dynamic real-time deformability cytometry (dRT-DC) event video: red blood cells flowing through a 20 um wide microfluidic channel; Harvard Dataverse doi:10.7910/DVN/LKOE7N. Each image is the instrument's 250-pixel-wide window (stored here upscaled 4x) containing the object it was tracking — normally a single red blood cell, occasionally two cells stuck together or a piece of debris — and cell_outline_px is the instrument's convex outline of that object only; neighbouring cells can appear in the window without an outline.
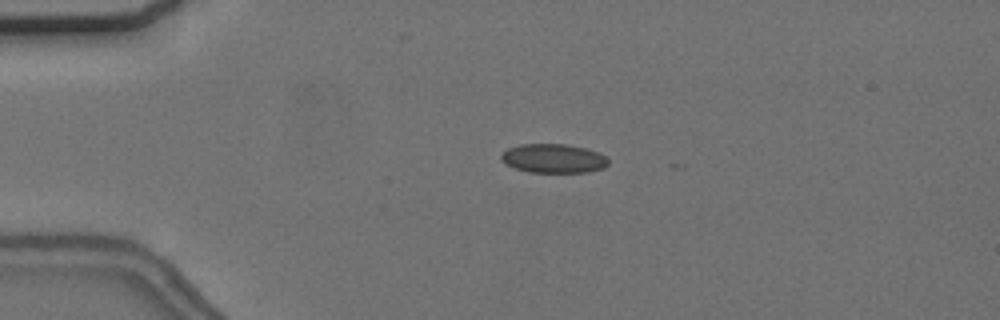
{"species": "common noctule bat (a hibernating species)", "species_latin": "Nyctalus noctula", "temperature_condition": "cold", "stored_images_in_passage": 15, "camera_frame_rate_fps": 3000, "um_per_image_px": 0.085, "animal": {"sex": "female", "body_mass_g": 24.6, "forearm_length_mm": 56.2}, "frame": {"image": 1, "passage_image": 1, "time_ms": 0.0, "image_size_px": [1000, 320], "cell_outline_px": [[608, 164], [604, 168], [588, 172], [528, 172], [516, 168], [500, 160], [500, 156], [508, 148], [520, 144], [568, 144], [600, 152], [608, 156]], "centroid_in_image_um": [47.09, 13.46], "position_along_channel_um": 37.9, "area_um2": 18.21}}
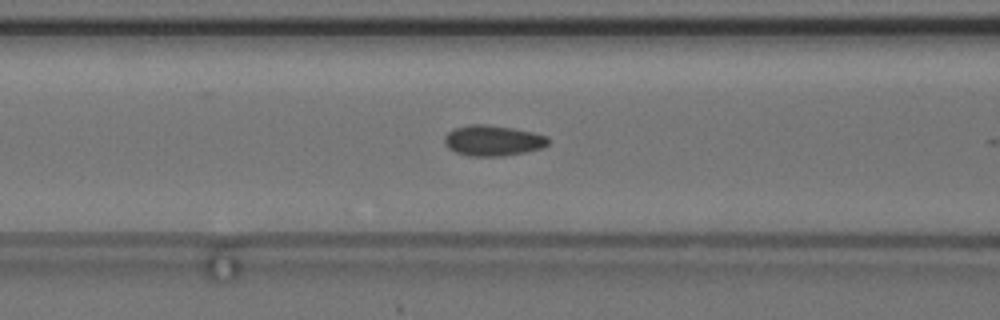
{"frame": {"image": 2, "passage_image": 11, "time_ms": 3.333, "image_size_px": [1000, 320], "cell_outline_px": [[548, 144], [540, 148], [524, 152], [504, 156], [468, 156], [456, 152], [448, 148], [444, 144], [444, 136], [452, 128], [468, 124], [484, 124], [512, 128], [532, 132], [548, 136]], "centroid_in_image_um": [41.84, 11.94], "position_along_channel_um": 124.8, "area_um2": 18.55}}